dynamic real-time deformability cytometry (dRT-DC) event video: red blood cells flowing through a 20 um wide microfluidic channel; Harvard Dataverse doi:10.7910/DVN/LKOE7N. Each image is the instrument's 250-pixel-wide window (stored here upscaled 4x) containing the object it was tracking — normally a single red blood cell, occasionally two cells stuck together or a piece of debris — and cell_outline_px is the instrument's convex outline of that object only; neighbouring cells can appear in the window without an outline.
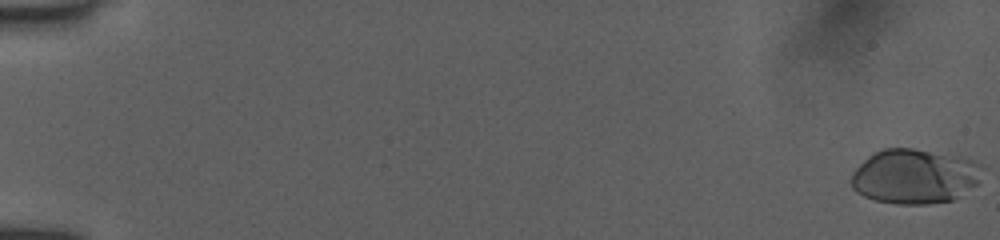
{"species": "human", "species_latin": "Homo sapiens", "temperature_condition": "room temperature", "stored_images_in_passage": 16, "camera_frame_rate_fps": 3000, "um_per_image_px": 0.085, "donor": {"sex": "female"}, "frame": {"image": 1, "passage_image": 1, "time_ms": 0.0, "image_size_px": [1000, 240], "cell_outline_px": [[984, 164], [976, 184], [952, 200], [928, 204], [896, 204], [876, 200], [864, 196], [856, 192], [852, 188], [852, 172], [868, 156], [884, 148], [912, 148], [964, 156], [976, 160]], "centroid_in_image_um": [77.76, 14.97], "position_along_channel_um": 7.2, "area_um2": 41.96}}
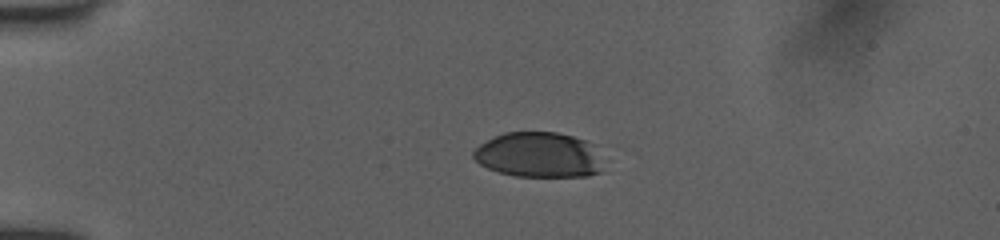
{"frame": {"image": 2, "passage_image": 10, "time_ms": 4.333, "image_size_px": [1000, 240], "cell_outline_px": [[600, 172], [588, 176], [516, 176], [500, 172], [488, 168], [480, 164], [472, 156], [472, 152], [480, 144], [504, 132], [556, 132], [572, 136], [596, 144], [600, 164]], "centroid_in_image_um": [45.8, 13.16], "position_along_channel_um": 39.2, "area_um2": 34.04}}
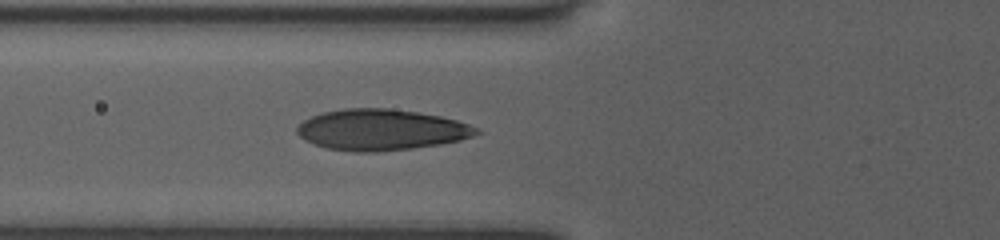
{"frame": {"image": 3, "passage_image": 16, "time_ms": 7.0, "image_size_px": [1000, 240], "cell_outline_px": [[484, 132], [460, 140], [440, 144], [412, 148], [376, 152], [352, 152], [328, 148], [312, 144], [304, 140], [296, 132], [296, 128], [304, 120], [312, 116], [324, 112], [344, 108], [388, 108], [416, 112], [440, 116], [456, 120], [468, 124]], "centroid_in_image_um": [32.38, 11.03], "position_along_channel_um": 93.4, "area_um2": 42.83}}